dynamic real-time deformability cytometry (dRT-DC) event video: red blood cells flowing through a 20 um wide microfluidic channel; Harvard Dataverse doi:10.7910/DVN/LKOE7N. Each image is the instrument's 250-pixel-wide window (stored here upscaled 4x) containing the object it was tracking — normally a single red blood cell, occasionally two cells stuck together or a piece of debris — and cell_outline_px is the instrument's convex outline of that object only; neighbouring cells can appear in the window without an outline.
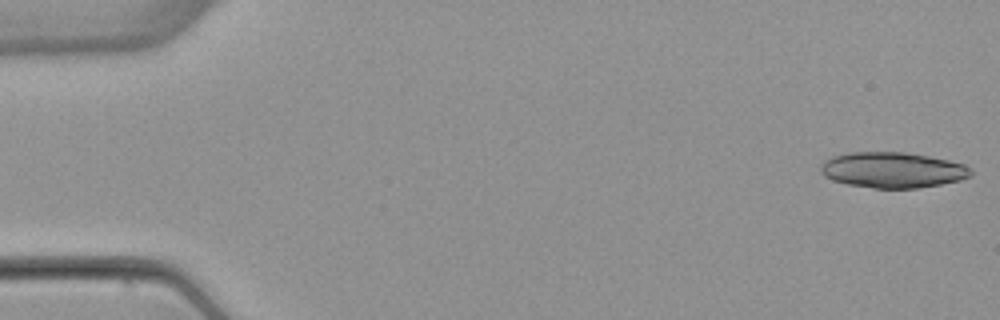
{"species": "common noctule bat (a hibernating species)", "species_latin": "Nyctalus noctula", "temperature_condition": "warm", "stored_images_in_passage": 26, "camera_frame_rate_fps": 3000, "um_per_image_px": 0.085, "animal": {"sex": "female", "body_mass_g": 22.7, "forearm_length_mm": 54.2}, "frame": {"image": 1, "passage_image": 1, "time_ms": 0.0, "image_size_px": [1000, 320], "cell_outline_px": [[972, 176], [960, 180], [940, 184], [916, 188], [872, 188], [848, 184], [832, 180], [824, 176], [820, 172], [820, 164], [832, 156], [852, 152], [904, 152], [928, 156], [948, 160], [964, 164], [972, 168]], "centroid_in_image_um": [75.87, 14.45], "position_along_channel_um": 9.1, "area_um2": 31.27}}
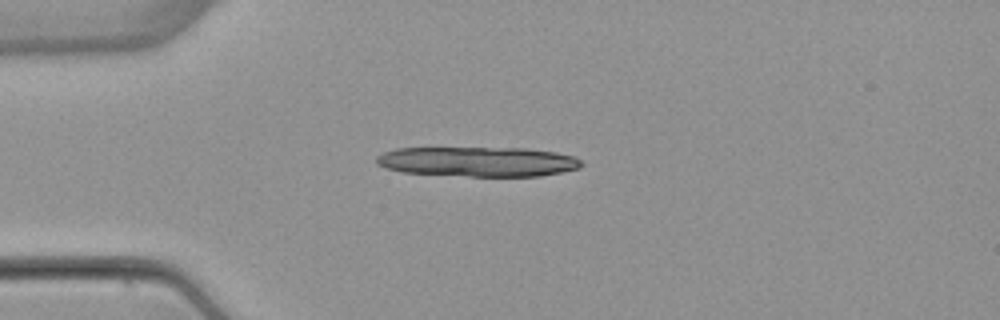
{"frame": {"image": 2, "passage_image": 13, "time_ms": 4.0, "image_size_px": [1000, 320], "cell_outline_px": [[584, 164], [580, 168], [540, 176], [468, 176], [400, 172], [384, 168], [376, 164], [376, 156], [384, 152], [396, 148], [524, 148], [556, 152], [572, 156], [580, 160]], "centroid_in_image_um": [40.59, 13.74], "position_along_channel_um": 44.4, "area_um2": 35.72}}
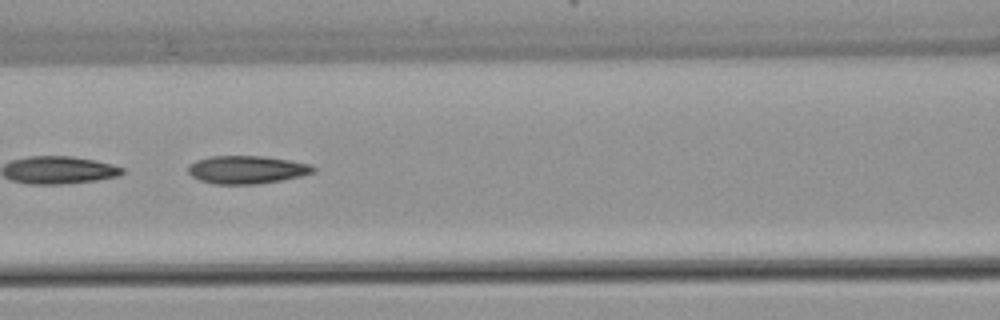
{"frame": {"image": 3, "passage_image": 23, "time_ms": 7.333, "image_size_px": [1000, 320], "cell_outline_px": [[316, 172], [300, 176], [280, 180], [256, 184], [216, 184], [200, 180], [192, 176], [188, 172], [188, 164], [196, 160], [212, 156], [264, 156], [312, 164], [316, 168]], "centroid_in_image_um": [20.99, 14.41], "position_along_channel_um": 145.6, "area_um2": 20.4}}